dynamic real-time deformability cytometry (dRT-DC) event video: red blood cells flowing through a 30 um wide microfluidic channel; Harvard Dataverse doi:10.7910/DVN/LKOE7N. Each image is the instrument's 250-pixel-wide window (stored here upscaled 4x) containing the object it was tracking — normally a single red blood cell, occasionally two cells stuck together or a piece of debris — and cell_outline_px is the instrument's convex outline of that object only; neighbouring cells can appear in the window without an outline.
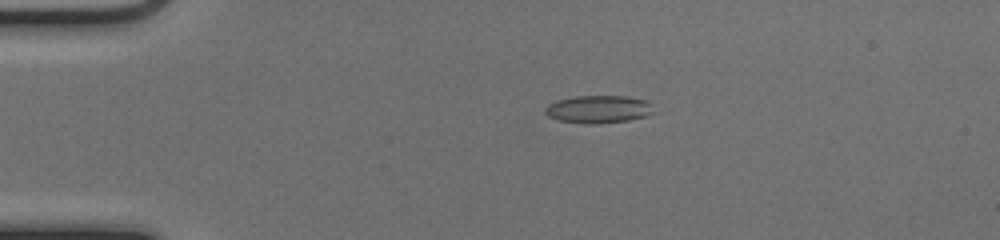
{"species": "common noctule bat (a hibernating species)", "species_latin": "Nyctalus noctula", "temperature_condition": "cold", "stored_images_in_passage": 41, "camera_frame_rate_fps": 3000, "um_per_image_px": 0.085, "animal": {"sex": "female", "body_mass_g": 17.0, "forearm_length_mm": 48.0}, "frame": {"image": 1, "passage_image": 1, "time_ms": 0.0, "image_size_px": [1000, 240], "cell_outline_px": [[656, 112], [644, 116], [628, 120], [592, 124], [584, 124], [560, 120], [548, 116], [544, 112], [544, 108], [548, 104], [556, 100], [572, 96], [628, 96], [648, 100]], "centroid_in_image_um": [50.87, 9.27], "position_along_channel_um": 34.1, "area_um2": 17.69}}
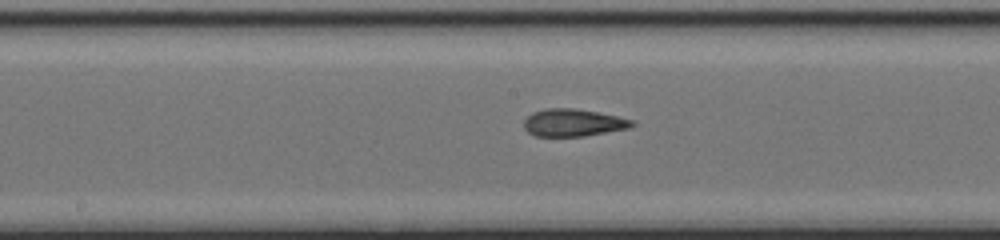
{"frame": {"image": 2, "passage_image": 17, "time_ms": 5.333, "image_size_px": [1000, 240], "cell_outline_px": [[636, 124], [628, 128], [584, 136], [536, 136], [528, 132], [524, 128], [524, 120], [532, 112], [544, 108], [576, 108], [616, 116], [632, 120]], "centroid_in_image_um": [48.68, 10.42], "position_along_channel_um": 199.5, "area_um2": 17.17}}
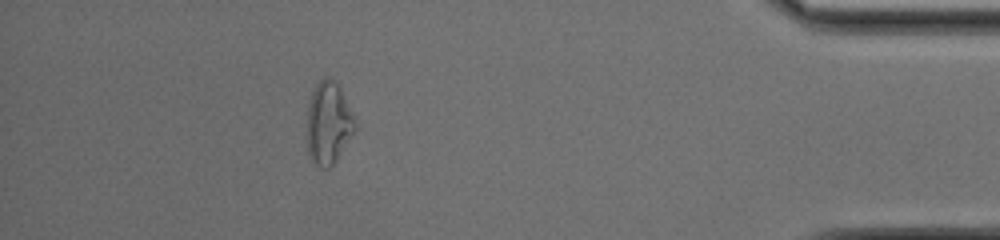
{"frame": {"image": 3, "passage_image": 36, "time_ms": 11.667, "image_size_px": [1000, 240], "cell_outline_px": [[356, 132], [336, 160], [328, 168], [320, 168], [312, 164], [308, 156], [308, 108], [312, 92], [316, 84], [324, 76], [328, 76], [340, 88], [356, 124]], "centroid_in_image_um": [27.91, 10.51], "position_along_channel_um": 407.3, "area_um2": 22.89}, "authors_computed_cell_mechanics": {"area_um2": 17.8602, "velocity_mm_per_s": 4.0625, "shape_relaxation_time_tau1_ms": null, "shape_relaxation_time_tau2_ms": 2.2271, "deformation_change_tau1": null, "deformation_change_tau2": 0.1123}}